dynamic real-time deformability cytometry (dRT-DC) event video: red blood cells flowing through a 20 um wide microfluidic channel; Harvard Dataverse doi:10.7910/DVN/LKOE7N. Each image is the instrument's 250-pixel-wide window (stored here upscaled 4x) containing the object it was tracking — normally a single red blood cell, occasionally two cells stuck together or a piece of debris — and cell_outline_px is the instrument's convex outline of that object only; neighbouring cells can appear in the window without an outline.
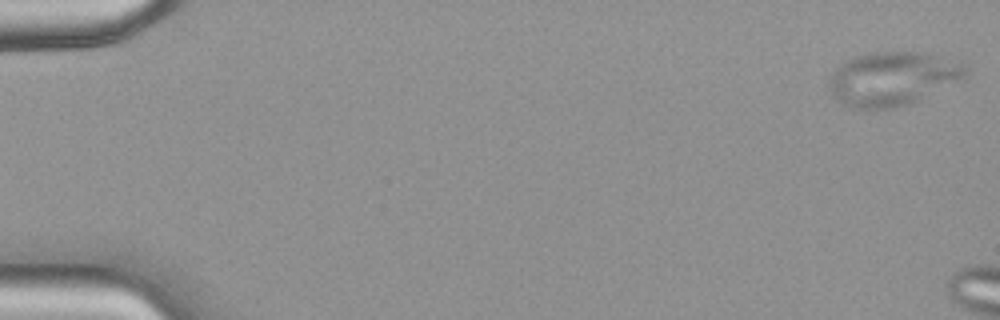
{"species": "common noctule bat (a hibernating species)", "species_latin": "Nyctalus noctula", "temperature_condition": "warm", "stored_images_in_passage": 6, "camera_frame_rate_fps": 3000, "um_per_image_px": 0.085, "animal": {"sex": "female", "body_mass_g": 18.4}, "frame": {"image": 1, "passage_image": 1, "time_ms": 0.0, "image_size_px": [1000, 320], "cell_outline_px": [[968, 72], [964, 80], [908, 104], [892, 108], [852, 108], [840, 104], [832, 96], [828, 88], [828, 76], [840, 64], [856, 56], [872, 52], [928, 52], [964, 64], [968, 68]], "centroid_in_image_um": [75.86, 6.68], "position_along_channel_um": 9.1, "area_um2": 43.23}}